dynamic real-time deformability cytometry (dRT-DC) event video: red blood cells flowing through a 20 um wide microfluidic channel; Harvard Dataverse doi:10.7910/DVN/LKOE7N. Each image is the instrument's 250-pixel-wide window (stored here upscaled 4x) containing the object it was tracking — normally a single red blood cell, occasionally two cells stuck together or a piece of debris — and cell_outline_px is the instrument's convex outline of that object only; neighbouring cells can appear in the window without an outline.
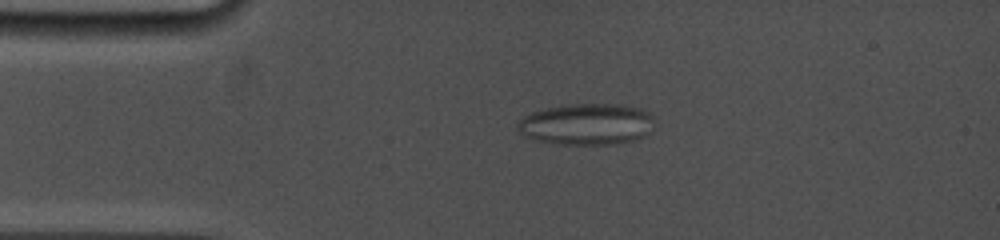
{"species": "common noctule bat (a hibernating species)", "species_latin": "Nyctalus noctula", "temperature_condition": "cold", "stored_images_in_passage": 3, "camera_frame_rate_fps": 5000, "um_per_image_px": 0.085, "animal": {"sex": "female", "body_mass_g": 19.0, "forearm_length_mm": 53.3}, "frame": {"image": 1, "passage_image": 2, "time_ms": 1.2, "image_size_px": [1000, 240], "cell_outline_px": [[652, 120], [648, 132], [644, 136], [632, 140], [612, 144], [552, 144], [532, 140], [524, 136], [516, 128], [516, 124], [524, 116], [532, 112], [548, 108], [572, 104], [624, 104], [644, 108], [652, 116]], "centroid_in_image_um": [49.83, 10.55], "position_along_channel_um": 35.2, "area_um2": 33.06}}